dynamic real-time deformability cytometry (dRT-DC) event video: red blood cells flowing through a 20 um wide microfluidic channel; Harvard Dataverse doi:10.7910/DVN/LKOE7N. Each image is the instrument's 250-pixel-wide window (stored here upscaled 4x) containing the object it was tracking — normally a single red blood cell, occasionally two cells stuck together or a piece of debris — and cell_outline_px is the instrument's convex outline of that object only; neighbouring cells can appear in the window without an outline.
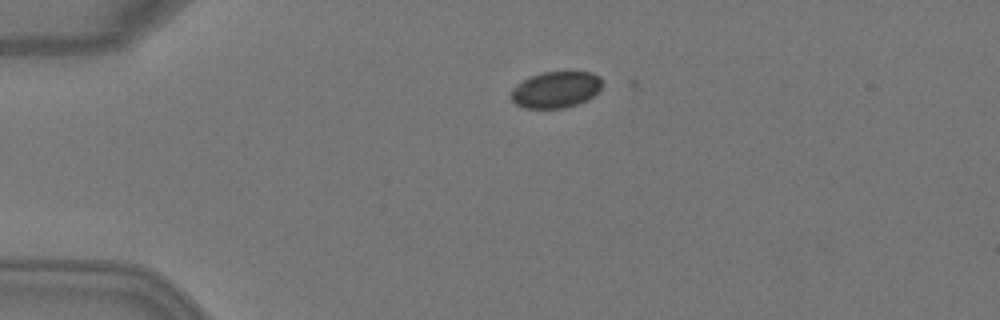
{"species": "Egyptian fruit bat (a non-hibernating species)", "species_latin": "Rousettus aegyptiacus", "temperature_condition": "warm", "stored_images_in_passage": 3, "camera_frame_rate_fps": 3000, "um_per_image_px": 0.085, "animal": {"sex": "female"}, "frame": {"image": 1, "passage_image": 2, "time_ms": 0.333, "image_size_px": [1000, 320], "cell_outline_px": [[604, 84], [592, 96], [576, 104], [564, 108], [524, 108], [516, 104], [512, 100], [512, 88], [516, 84], [532, 76], [544, 72], [592, 72], [600, 76]], "centroid_in_image_um": [47.25, 7.61], "position_along_channel_um": 37.7, "area_um2": 19.13}}